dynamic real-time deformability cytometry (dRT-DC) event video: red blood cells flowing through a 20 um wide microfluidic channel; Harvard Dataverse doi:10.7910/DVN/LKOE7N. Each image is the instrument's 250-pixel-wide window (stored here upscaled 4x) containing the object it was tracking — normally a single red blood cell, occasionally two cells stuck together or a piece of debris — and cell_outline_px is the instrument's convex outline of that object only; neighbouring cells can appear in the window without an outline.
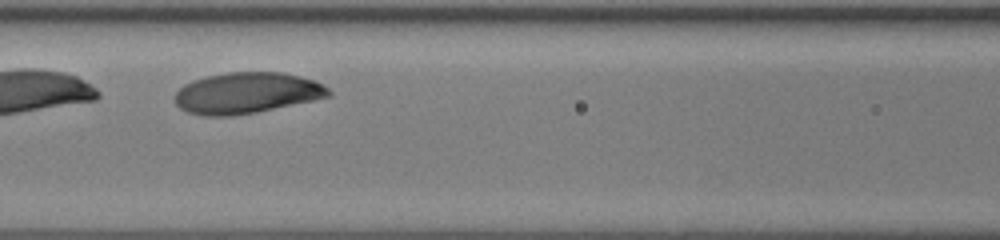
{"species": "human", "species_latin": "Homo sapiens", "temperature_condition": "room temperature", "stored_images_in_passage": 27, "camera_frame_rate_fps": 3000, "um_per_image_px": 0.085, "donor": {"sex": "female"}, "frame": {"image": 1, "passage_image": 9, "time_ms": 2.667, "image_size_px": [1000, 240], "cell_outline_px": [[332, 96], [256, 112], [232, 116], [204, 116], [188, 112], [180, 108], [176, 104], [176, 92], [184, 84], [192, 80], [208, 76], [228, 72], [284, 72], [300, 76], [324, 84], [332, 92]], "centroid_in_image_um": [20.99, 7.9], "position_along_channel_um": 145.6, "area_um2": 36.76}}
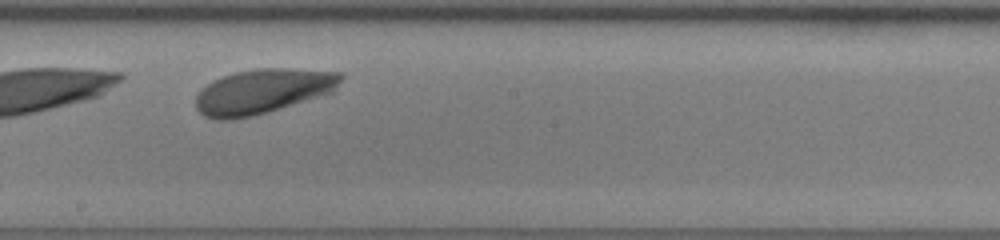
{"frame": {"image": 2, "passage_image": 15, "time_ms": 4.667, "image_size_px": [1000, 240], "cell_outline_px": [[344, 76], [336, 92], [252, 116], [232, 120], [216, 120], [204, 116], [196, 108], [196, 96], [200, 88], [212, 80], [236, 72], [256, 68], [288, 68], [344, 72]], "centroid_in_image_um": [22.37, 7.75], "position_along_channel_um": 225.8, "area_um2": 38.32}}
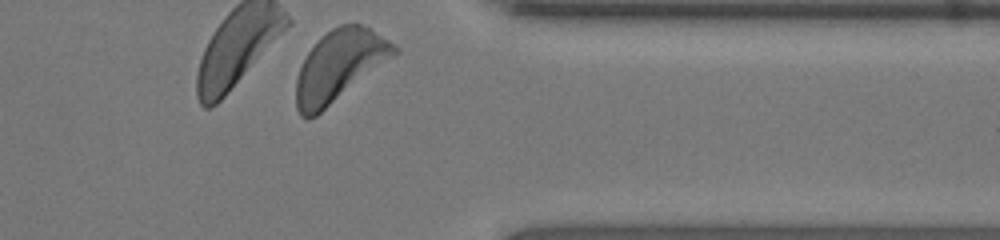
{"frame": {"image": 3, "passage_image": 27, "time_ms": 8.667, "image_size_px": [1000, 240], "cell_outline_px": [[400, 52], [316, 116], [308, 120], [304, 120], [300, 116], [296, 108], [296, 80], [300, 68], [308, 52], [316, 40], [332, 28], [340, 24], [360, 24], [372, 28], [400, 48]], "centroid_in_image_um": [28.85, 5.59], "position_along_channel_um": 382.6, "area_um2": 40.81}, "authors_computed_cell_mechanics": {"area_um2": 37.3966, "velocity_mm_per_s": 4.0295, "shape_relaxation_time_tau1_ms": 0.5954, "shape_relaxation_time_tau2_ms": null, "deformation_change_tau1": 0.2369, "deformation_change_tau2": null}}